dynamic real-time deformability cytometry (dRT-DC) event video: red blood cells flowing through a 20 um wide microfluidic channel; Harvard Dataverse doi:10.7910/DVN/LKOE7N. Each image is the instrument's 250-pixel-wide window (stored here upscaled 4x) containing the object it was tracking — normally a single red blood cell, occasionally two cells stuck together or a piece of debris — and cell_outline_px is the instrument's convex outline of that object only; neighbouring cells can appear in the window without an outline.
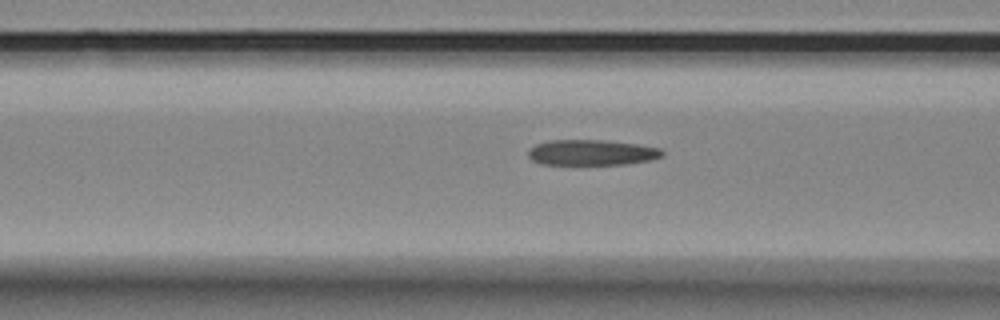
{"species": "Egyptian fruit bat (a non-hibernating species)", "species_latin": "Rousettus aegyptiacus", "temperature_condition": "room temperature", "stored_images_in_passage": 14, "camera_frame_rate_fps": 3000, "um_per_image_px": 0.085, "animal": {"sex": "female"}, "frame": {"image": 1, "passage_image": 12, "time_ms": 3.667, "image_size_px": [1000, 320], "cell_outline_px": [[664, 156], [648, 160], [624, 164], [540, 164], [532, 160], [528, 156], [528, 148], [536, 144], [552, 140], [600, 140], [640, 144], [660, 148], [664, 152]], "centroid_in_image_um": [50.28, 12.96], "position_along_channel_um": 116.3, "area_um2": 19.94}}